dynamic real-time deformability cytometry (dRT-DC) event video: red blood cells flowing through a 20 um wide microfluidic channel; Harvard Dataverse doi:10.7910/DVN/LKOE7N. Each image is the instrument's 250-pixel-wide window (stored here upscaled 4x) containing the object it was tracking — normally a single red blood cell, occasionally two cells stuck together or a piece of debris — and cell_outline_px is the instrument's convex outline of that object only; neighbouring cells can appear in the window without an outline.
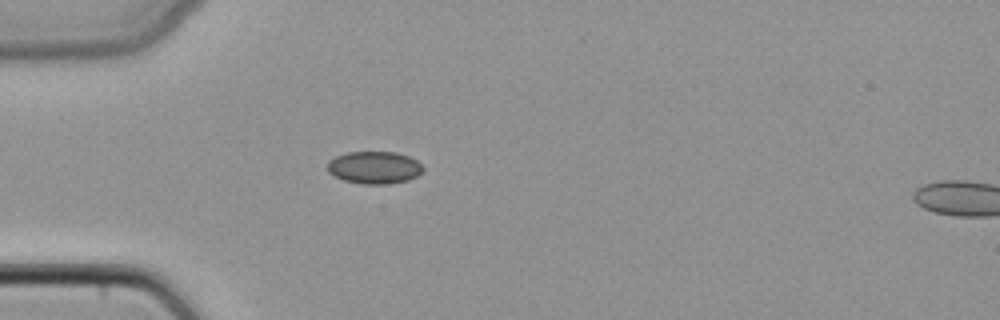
{"species": "common noctule bat (a hibernating species)", "species_latin": "Nyctalus noctula", "temperature_condition": "cold", "stored_images_in_passage": 35, "camera_frame_rate_fps": 3000, "um_per_image_px": 0.085, "animal": {"sex": "female", "body_mass_g": 22.7, "forearm_length_mm": 54.2}, "frame": {"image": 1, "passage_image": 1, "time_ms": 0.0, "image_size_px": [1000, 320], "cell_outline_px": [[424, 168], [416, 176], [408, 180], [384, 184], [360, 184], [344, 180], [332, 176], [328, 172], [328, 160], [336, 156], [348, 152], [396, 152], [408, 156], [416, 160]], "centroid_in_image_um": [31.78, 14.24], "position_along_channel_um": 53.2, "area_um2": 18.03}}
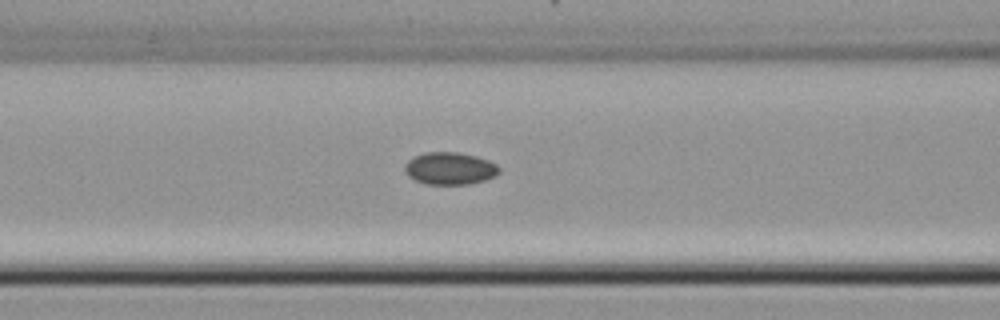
{"frame": {"image": 2, "passage_image": 7, "time_ms": 2.0, "image_size_px": [1000, 320], "cell_outline_px": [[500, 172], [496, 176], [484, 180], [468, 184], [424, 184], [408, 176], [404, 172], [404, 164], [412, 156], [424, 152], [460, 152], [476, 156], [488, 160], [496, 164], [500, 168]], "centroid_in_image_um": [38.21, 14.31], "position_along_channel_um": 128.4, "area_um2": 18.03}}
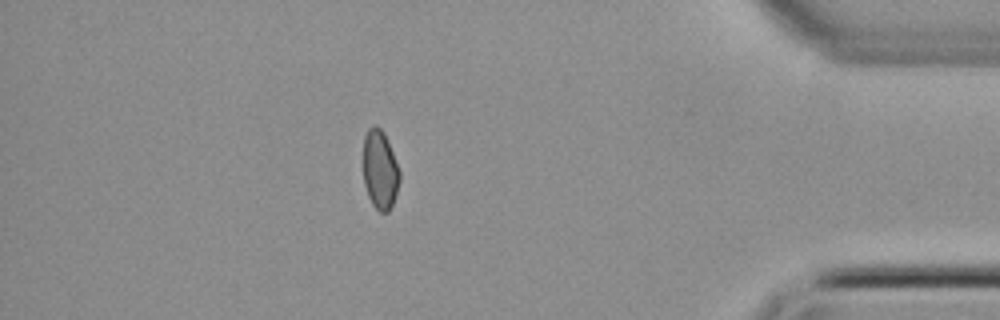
{"frame": {"image": 3, "passage_image": 29, "time_ms": 9.333, "image_size_px": [1000, 320], "cell_outline_px": [[400, 180], [392, 204], [388, 212], [380, 212], [372, 204], [368, 196], [364, 184], [364, 136], [368, 128], [376, 124], [384, 132], [400, 172]], "centroid_in_image_um": [32.29, 14.42], "position_along_channel_um": 402.9, "area_um2": 16.59}}